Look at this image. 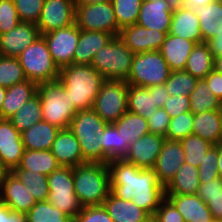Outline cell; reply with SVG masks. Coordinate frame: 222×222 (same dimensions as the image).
<instances>
[{
    "instance_id": "f1b7e54d",
    "label": "cell",
    "mask_w": 222,
    "mask_h": 222,
    "mask_svg": "<svg viewBox=\"0 0 222 222\" xmlns=\"http://www.w3.org/2000/svg\"><path fill=\"white\" fill-rule=\"evenodd\" d=\"M37 84L30 80L8 87L1 106L0 118L9 119L37 93Z\"/></svg>"
},
{
    "instance_id": "44dd1931",
    "label": "cell",
    "mask_w": 222,
    "mask_h": 222,
    "mask_svg": "<svg viewBox=\"0 0 222 222\" xmlns=\"http://www.w3.org/2000/svg\"><path fill=\"white\" fill-rule=\"evenodd\" d=\"M50 150L61 166L76 167L85 162L80 144L69 128L60 129Z\"/></svg>"
},
{
    "instance_id": "6f0895ef",
    "label": "cell",
    "mask_w": 222,
    "mask_h": 222,
    "mask_svg": "<svg viewBox=\"0 0 222 222\" xmlns=\"http://www.w3.org/2000/svg\"><path fill=\"white\" fill-rule=\"evenodd\" d=\"M207 207L209 208L213 219L222 221V191L221 194L207 197Z\"/></svg>"
},
{
    "instance_id": "f5cc1de1",
    "label": "cell",
    "mask_w": 222,
    "mask_h": 222,
    "mask_svg": "<svg viewBox=\"0 0 222 222\" xmlns=\"http://www.w3.org/2000/svg\"><path fill=\"white\" fill-rule=\"evenodd\" d=\"M163 108L169 114L170 118L188 112L190 111L189 96H169Z\"/></svg>"
},
{
    "instance_id": "ba28073f",
    "label": "cell",
    "mask_w": 222,
    "mask_h": 222,
    "mask_svg": "<svg viewBox=\"0 0 222 222\" xmlns=\"http://www.w3.org/2000/svg\"><path fill=\"white\" fill-rule=\"evenodd\" d=\"M171 72L159 50L136 53L126 82L128 85L147 88L162 85L168 80Z\"/></svg>"
},
{
    "instance_id": "db71d44e",
    "label": "cell",
    "mask_w": 222,
    "mask_h": 222,
    "mask_svg": "<svg viewBox=\"0 0 222 222\" xmlns=\"http://www.w3.org/2000/svg\"><path fill=\"white\" fill-rule=\"evenodd\" d=\"M221 191L222 178L217 177L212 181L200 183L196 195L199 196L207 204V197H213L215 195L221 194Z\"/></svg>"
},
{
    "instance_id": "9c48e42d",
    "label": "cell",
    "mask_w": 222,
    "mask_h": 222,
    "mask_svg": "<svg viewBox=\"0 0 222 222\" xmlns=\"http://www.w3.org/2000/svg\"><path fill=\"white\" fill-rule=\"evenodd\" d=\"M49 197L48 201L57 209L69 215L73 219L81 211L80 204L73 181V167L60 166L47 176Z\"/></svg>"
},
{
    "instance_id": "74e56055",
    "label": "cell",
    "mask_w": 222,
    "mask_h": 222,
    "mask_svg": "<svg viewBox=\"0 0 222 222\" xmlns=\"http://www.w3.org/2000/svg\"><path fill=\"white\" fill-rule=\"evenodd\" d=\"M12 172L25 186L29 187V191L36 202L48 201L49 188L47 176L29 170H22L19 167H16Z\"/></svg>"
},
{
    "instance_id": "bcb514c9",
    "label": "cell",
    "mask_w": 222,
    "mask_h": 222,
    "mask_svg": "<svg viewBox=\"0 0 222 222\" xmlns=\"http://www.w3.org/2000/svg\"><path fill=\"white\" fill-rule=\"evenodd\" d=\"M200 183H206L219 177L218 172V144L213 145L205 154L198 167Z\"/></svg>"
},
{
    "instance_id": "9f6ffc18",
    "label": "cell",
    "mask_w": 222,
    "mask_h": 222,
    "mask_svg": "<svg viewBox=\"0 0 222 222\" xmlns=\"http://www.w3.org/2000/svg\"><path fill=\"white\" fill-rule=\"evenodd\" d=\"M204 80L211 88L213 94L222 102V75L215 70H212Z\"/></svg>"
},
{
    "instance_id": "3957f363",
    "label": "cell",
    "mask_w": 222,
    "mask_h": 222,
    "mask_svg": "<svg viewBox=\"0 0 222 222\" xmlns=\"http://www.w3.org/2000/svg\"><path fill=\"white\" fill-rule=\"evenodd\" d=\"M76 196L82 205L100 206L110 193V174L107 164L89 162L73 167Z\"/></svg>"
},
{
    "instance_id": "e575fe53",
    "label": "cell",
    "mask_w": 222,
    "mask_h": 222,
    "mask_svg": "<svg viewBox=\"0 0 222 222\" xmlns=\"http://www.w3.org/2000/svg\"><path fill=\"white\" fill-rule=\"evenodd\" d=\"M213 64L214 57L209 46L206 42H202L193 48L184 70L197 79H204L213 70Z\"/></svg>"
},
{
    "instance_id": "f546056e",
    "label": "cell",
    "mask_w": 222,
    "mask_h": 222,
    "mask_svg": "<svg viewBox=\"0 0 222 222\" xmlns=\"http://www.w3.org/2000/svg\"><path fill=\"white\" fill-rule=\"evenodd\" d=\"M199 19L202 42H207L222 31V0L193 9Z\"/></svg>"
},
{
    "instance_id": "03108f58",
    "label": "cell",
    "mask_w": 222,
    "mask_h": 222,
    "mask_svg": "<svg viewBox=\"0 0 222 222\" xmlns=\"http://www.w3.org/2000/svg\"><path fill=\"white\" fill-rule=\"evenodd\" d=\"M6 91H7L6 87L0 86V111H1V106L6 95Z\"/></svg>"
},
{
    "instance_id": "4316f807",
    "label": "cell",
    "mask_w": 222,
    "mask_h": 222,
    "mask_svg": "<svg viewBox=\"0 0 222 222\" xmlns=\"http://www.w3.org/2000/svg\"><path fill=\"white\" fill-rule=\"evenodd\" d=\"M192 134L213 145L222 142V113L220 109L193 114Z\"/></svg>"
},
{
    "instance_id": "30bf717a",
    "label": "cell",
    "mask_w": 222,
    "mask_h": 222,
    "mask_svg": "<svg viewBox=\"0 0 222 222\" xmlns=\"http://www.w3.org/2000/svg\"><path fill=\"white\" fill-rule=\"evenodd\" d=\"M126 81L105 80L95 98L92 109L107 123L116 122L128 111Z\"/></svg>"
},
{
    "instance_id": "7c38bea8",
    "label": "cell",
    "mask_w": 222,
    "mask_h": 222,
    "mask_svg": "<svg viewBox=\"0 0 222 222\" xmlns=\"http://www.w3.org/2000/svg\"><path fill=\"white\" fill-rule=\"evenodd\" d=\"M55 65L61 69L73 64L74 52L80 37V28L76 23L42 34Z\"/></svg>"
},
{
    "instance_id": "5bb4252c",
    "label": "cell",
    "mask_w": 222,
    "mask_h": 222,
    "mask_svg": "<svg viewBox=\"0 0 222 222\" xmlns=\"http://www.w3.org/2000/svg\"><path fill=\"white\" fill-rule=\"evenodd\" d=\"M176 0H143L136 24L169 33Z\"/></svg>"
},
{
    "instance_id": "9a60e30c",
    "label": "cell",
    "mask_w": 222,
    "mask_h": 222,
    "mask_svg": "<svg viewBox=\"0 0 222 222\" xmlns=\"http://www.w3.org/2000/svg\"><path fill=\"white\" fill-rule=\"evenodd\" d=\"M166 35L165 32L133 24L122 28L119 38L136 54L160 50Z\"/></svg>"
},
{
    "instance_id": "11a10c76",
    "label": "cell",
    "mask_w": 222,
    "mask_h": 222,
    "mask_svg": "<svg viewBox=\"0 0 222 222\" xmlns=\"http://www.w3.org/2000/svg\"><path fill=\"white\" fill-rule=\"evenodd\" d=\"M0 222H27L26 213L15 212L5 204L0 202Z\"/></svg>"
},
{
    "instance_id": "f35d334b",
    "label": "cell",
    "mask_w": 222,
    "mask_h": 222,
    "mask_svg": "<svg viewBox=\"0 0 222 222\" xmlns=\"http://www.w3.org/2000/svg\"><path fill=\"white\" fill-rule=\"evenodd\" d=\"M27 222H74V219L66 215L49 201L36 202L28 213Z\"/></svg>"
},
{
    "instance_id": "6da1fadb",
    "label": "cell",
    "mask_w": 222,
    "mask_h": 222,
    "mask_svg": "<svg viewBox=\"0 0 222 222\" xmlns=\"http://www.w3.org/2000/svg\"><path fill=\"white\" fill-rule=\"evenodd\" d=\"M110 174V192L117 198L132 201L154 216L165 198V188L159 183L153 169H142L124 159L107 163Z\"/></svg>"
},
{
    "instance_id": "7402d4cb",
    "label": "cell",
    "mask_w": 222,
    "mask_h": 222,
    "mask_svg": "<svg viewBox=\"0 0 222 222\" xmlns=\"http://www.w3.org/2000/svg\"><path fill=\"white\" fill-rule=\"evenodd\" d=\"M169 34L182 37L197 44L202 43L199 19L193 9L186 8L179 2L176 4L172 14Z\"/></svg>"
},
{
    "instance_id": "7dc6e473",
    "label": "cell",
    "mask_w": 222,
    "mask_h": 222,
    "mask_svg": "<svg viewBox=\"0 0 222 222\" xmlns=\"http://www.w3.org/2000/svg\"><path fill=\"white\" fill-rule=\"evenodd\" d=\"M21 22L37 24L41 16L44 0H13Z\"/></svg>"
},
{
    "instance_id": "83f0119b",
    "label": "cell",
    "mask_w": 222,
    "mask_h": 222,
    "mask_svg": "<svg viewBox=\"0 0 222 222\" xmlns=\"http://www.w3.org/2000/svg\"><path fill=\"white\" fill-rule=\"evenodd\" d=\"M60 128L46 121H40L21 133L26 150H50Z\"/></svg>"
},
{
    "instance_id": "277c9868",
    "label": "cell",
    "mask_w": 222,
    "mask_h": 222,
    "mask_svg": "<svg viewBox=\"0 0 222 222\" xmlns=\"http://www.w3.org/2000/svg\"><path fill=\"white\" fill-rule=\"evenodd\" d=\"M107 124L93 109L75 114L69 129L80 144L85 162L103 163V133Z\"/></svg>"
},
{
    "instance_id": "ac0fdd59",
    "label": "cell",
    "mask_w": 222,
    "mask_h": 222,
    "mask_svg": "<svg viewBox=\"0 0 222 222\" xmlns=\"http://www.w3.org/2000/svg\"><path fill=\"white\" fill-rule=\"evenodd\" d=\"M180 141L165 140L153 170L159 183L165 188L185 162Z\"/></svg>"
},
{
    "instance_id": "816d5d0a",
    "label": "cell",
    "mask_w": 222,
    "mask_h": 222,
    "mask_svg": "<svg viewBox=\"0 0 222 222\" xmlns=\"http://www.w3.org/2000/svg\"><path fill=\"white\" fill-rule=\"evenodd\" d=\"M147 121L148 129L151 133L166 138L170 123V116L163 107L158 108L155 113H152V116L147 119Z\"/></svg>"
},
{
    "instance_id": "c3c4849f",
    "label": "cell",
    "mask_w": 222,
    "mask_h": 222,
    "mask_svg": "<svg viewBox=\"0 0 222 222\" xmlns=\"http://www.w3.org/2000/svg\"><path fill=\"white\" fill-rule=\"evenodd\" d=\"M20 22L13 0H0V34L11 31Z\"/></svg>"
},
{
    "instance_id": "d6a6232c",
    "label": "cell",
    "mask_w": 222,
    "mask_h": 222,
    "mask_svg": "<svg viewBox=\"0 0 222 222\" xmlns=\"http://www.w3.org/2000/svg\"><path fill=\"white\" fill-rule=\"evenodd\" d=\"M61 165L52 154L51 150H26L22 156L19 168L49 176Z\"/></svg>"
},
{
    "instance_id": "680465c9",
    "label": "cell",
    "mask_w": 222,
    "mask_h": 222,
    "mask_svg": "<svg viewBox=\"0 0 222 222\" xmlns=\"http://www.w3.org/2000/svg\"><path fill=\"white\" fill-rule=\"evenodd\" d=\"M148 91L149 93H154L155 103L158 108H162L170 96L164 84L149 86Z\"/></svg>"
},
{
    "instance_id": "91938a15",
    "label": "cell",
    "mask_w": 222,
    "mask_h": 222,
    "mask_svg": "<svg viewBox=\"0 0 222 222\" xmlns=\"http://www.w3.org/2000/svg\"><path fill=\"white\" fill-rule=\"evenodd\" d=\"M209 46L212 56H222V31L216 34V36L206 42Z\"/></svg>"
},
{
    "instance_id": "a7ac6f4b",
    "label": "cell",
    "mask_w": 222,
    "mask_h": 222,
    "mask_svg": "<svg viewBox=\"0 0 222 222\" xmlns=\"http://www.w3.org/2000/svg\"><path fill=\"white\" fill-rule=\"evenodd\" d=\"M210 222H222L221 220H215V219H213L212 221H210Z\"/></svg>"
},
{
    "instance_id": "cb8c5ba5",
    "label": "cell",
    "mask_w": 222,
    "mask_h": 222,
    "mask_svg": "<svg viewBox=\"0 0 222 222\" xmlns=\"http://www.w3.org/2000/svg\"><path fill=\"white\" fill-rule=\"evenodd\" d=\"M181 213L185 222H210L213 220L207 204L196 194L165 195Z\"/></svg>"
},
{
    "instance_id": "603a6c76",
    "label": "cell",
    "mask_w": 222,
    "mask_h": 222,
    "mask_svg": "<svg viewBox=\"0 0 222 222\" xmlns=\"http://www.w3.org/2000/svg\"><path fill=\"white\" fill-rule=\"evenodd\" d=\"M114 37V35L103 31H85L80 29V37L74 52L73 64L90 65L95 54Z\"/></svg>"
},
{
    "instance_id": "681fc988",
    "label": "cell",
    "mask_w": 222,
    "mask_h": 222,
    "mask_svg": "<svg viewBox=\"0 0 222 222\" xmlns=\"http://www.w3.org/2000/svg\"><path fill=\"white\" fill-rule=\"evenodd\" d=\"M152 222H185L181 213L176 207L165 197L157 208Z\"/></svg>"
},
{
    "instance_id": "d590c367",
    "label": "cell",
    "mask_w": 222,
    "mask_h": 222,
    "mask_svg": "<svg viewBox=\"0 0 222 222\" xmlns=\"http://www.w3.org/2000/svg\"><path fill=\"white\" fill-rule=\"evenodd\" d=\"M9 120L22 133L43 120L40 96L36 93Z\"/></svg>"
},
{
    "instance_id": "1f68e13d",
    "label": "cell",
    "mask_w": 222,
    "mask_h": 222,
    "mask_svg": "<svg viewBox=\"0 0 222 222\" xmlns=\"http://www.w3.org/2000/svg\"><path fill=\"white\" fill-rule=\"evenodd\" d=\"M198 168L186 162L165 187V195L196 194L200 186Z\"/></svg>"
},
{
    "instance_id": "484cf974",
    "label": "cell",
    "mask_w": 222,
    "mask_h": 222,
    "mask_svg": "<svg viewBox=\"0 0 222 222\" xmlns=\"http://www.w3.org/2000/svg\"><path fill=\"white\" fill-rule=\"evenodd\" d=\"M103 206L113 222H152V217L131 200L117 198L111 192Z\"/></svg>"
},
{
    "instance_id": "6125c7cd",
    "label": "cell",
    "mask_w": 222,
    "mask_h": 222,
    "mask_svg": "<svg viewBox=\"0 0 222 222\" xmlns=\"http://www.w3.org/2000/svg\"><path fill=\"white\" fill-rule=\"evenodd\" d=\"M75 5H91V4H97L102 2H108L111 0H74Z\"/></svg>"
},
{
    "instance_id": "d6986e66",
    "label": "cell",
    "mask_w": 222,
    "mask_h": 222,
    "mask_svg": "<svg viewBox=\"0 0 222 222\" xmlns=\"http://www.w3.org/2000/svg\"><path fill=\"white\" fill-rule=\"evenodd\" d=\"M0 202L7 204L15 212L28 213L36 203L34 197L20 179L8 172L0 183Z\"/></svg>"
},
{
    "instance_id": "f907efd6",
    "label": "cell",
    "mask_w": 222,
    "mask_h": 222,
    "mask_svg": "<svg viewBox=\"0 0 222 222\" xmlns=\"http://www.w3.org/2000/svg\"><path fill=\"white\" fill-rule=\"evenodd\" d=\"M74 222H113L103 205L82 207Z\"/></svg>"
},
{
    "instance_id": "836d02e7",
    "label": "cell",
    "mask_w": 222,
    "mask_h": 222,
    "mask_svg": "<svg viewBox=\"0 0 222 222\" xmlns=\"http://www.w3.org/2000/svg\"><path fill=\"white\" fill-rule=\"evenodd\" d=\"M128 111L146 119L152 116L158 109L154 99V93H149L147 87L128 85Z\"/></svg>"
},
{
    "instance_id": "7bdbcfd3",
    "label": "cell",
    "mask_w": 222,
    "mask_h": 222,
    "mask_svg": "<svg viewBox=\"0 0 222 222\" xmlns=\"http://www.w3.org/2000/svg\"><path fill=\"white\" fill-rule=\"evenodd\" d=\"M25 80L27 78L19 59L0 55V86L8 88Z\"/></svg>"
},
{
    "instance_id": "ffe728a7",
    "label": "cell",
    "mask_w": 222,
    "mask_h": 222,
    "mask_svg": "<svg viewBox=\"0 0 222 222\" xmlns=\"http://www.w3.org/2000/svg\"><path fill=\"white\" fill-rule=\"evenodd\" d=\"M41 34L36 24L20 22L11 31L0 34V55L18 57Z\"/></svg>"
},
{
    "instance_id": "2e32d148",
    "label": "cell",
    "mask_w": 222,
    "mask_h": 222,
    "mask_svg": "<svg viewBox=\"0 0 222 222\" xmlns=\"http://www.w3.org/2000/svg\"><path fill=\"white\" fill-rule=\"evenodd\" d=\"M24 151L21 133L9 119L0 118V160L8 172L19 166Z\"/></svg>"
},
{
    "instance_id": "be15d7a7",
    "label": "cell",
    "mask_w": 222,
    "mask_h": 222,
    "mask_svg": "<svg viewBox=\"0 0 222 222\" xmlns=\"http://www.w3.org/2000/svg\"><path fill=\"white\" fill-rule=\"evenodd\" d=\"M213 70L217 71L222 75V56L214 58Z\"/></svg>"
},
{
    "instance_id": "5b68a950",
    "label": "cell",
    "mask_w": 222,
    "mask_h": 222,
    "mask_svg": "<svg viewBox=\"0 0 222 222\" xmlns=\"http://www.w3.org/2000/svg\"><path fill=\"white\" fill-rule=\"evenodd\" d=\"M37 93L40 96L43 121L60 129L69 128L78 110L69 99L63 84L58 79L40 83L37 86Z\"/></svg>"
},
{
    "instance_id": "e0dca14e",
    "label": "cell",
    "mask_w": 222,
    "mask_h": 222,
    "mask_svg": "<svg viewBox=\"0 0 222 222\" xmlns=\"http://www.w3.org/2000/svg\"><path fill=\"white\" fill-rule=\"evenodd\" d=\"M165 140V137L151 132L144 134L135 144L130 145L123 159L136 167L153 169Z\"/></svg>"
},
{
    "instance_id": "f6af8a7d",
    "label": "cell",
    "mask_w": 222,
    "mask_h": 222,
    "mask_svg": "<svg viewBox=\"0 0 222 222\" xmlns=\"http://www.w3.org/2000/svg\"><path fill=\"white\" fill-rule=\"evenodd\" d=\"M193 113L188 111L170 118L167 140L180 141L192 134Z\"/></svg>"
},
{
    "instance_id": "4fadbf2b",
    "label": "cell",
    "mask_w": 222,
    "mask_h": 222,
    "mask_svg": "<svg viewBox=\"0 0 222 222\" xmlns=\"http://www.w3.org/2000/svg\"><path fill=\"white\" fill-rule=\"evenodd\" d=\"M75 23L74 0H44L37 22L40 34L71 26Z\"/></svg>"
},
{
    "instance_id": "8fae6325",
    "label": "cell",
    "mask_w": 222,
    "mask_h": 222,
    "mask_svg": "<svg viewBox=\"0 0 222 222\" xmlns=\"http://www.w3.org/2000/svg\"><path fill=\"white\" fill-rule=\"evenodd\" d=\"M75 23L85 31H103L115 37H119L120 34L111 1L75 5Z\"/></svg>"
},
{
    "instance_id": "d4e9b609",
    "label": "cell",
    "mask_w": 222,
    "mask_h": 222,
    "mask_svg": "<svg viewBox=\"0 0 222 222\" xmlns=\"http://www.w3.org/2000/svg\"><path fill=\"white\" fill-rule=\"evenodd\" d=\"M197 43L167 34L159 50L171 71L184 70L187 59Z\"/></svg>"
},
{
    "instance_id": "7a4b0ae2",
    "label": "cell",
    "mask_w": 222,
    "mask_h": 222,
    "mask_svg": "<svg viewBox=\"0 0 222 222\" xmlns=\"http://www.w3.org/2000/svg\"><path fill=\"white\" fill-rule=\"evenodd\" d=\"M58 80L78 111L92 109L104 77L91 65L70 64L59 69Z\"/></svg>"
},
{
    "instance_id": "4dcf8cb0",
    "label": "cell",
    "mask_w": 222,
    "mask_h": 222,
    "mask_svg": "<svg viewBox=\"0 0 222 222\" xmlns=\"http://www.w3.org/2000/svg\"><path fill=\"white\" fill-rule=\"evenodd\" d=\"M122 137V145H125V155L130 145L135 144L144 134L149 133L146 118L127 111L113 123Z\"/></svg>"
},
{
    "instance_id": "8992f818",
    "label": "cell",
    "mask_w": 222,
    "mask_h": 222,
    "mask_svg": "<svg viewBox=\"0 0 222 222\" xmlns=\"http://www.w3.org/2000/svg\"><path fill=\"white\" fill-rule=\"evenodd\" d=\"M134 55L119 37H114L95 54L90 65L105 80L127 81Z\"/></svg>"
},
{
    "instance_id": "003e7915",
    "label": "cell",
    "mask_w": 222,
    "mask_h": 222,
    "mask_svg": "<svg viewBox=\"0 0 222 222\" xmlns=\"http://www.w3.org/2000/svg\"><path fill=\"white\" fill-rule=\"evenodd\" d=\"M7 173H8V170L3 166V164L0 160V183H1L2 179L6 176Z\"/></svg>"
},
{
    "instance_id": "b9f144b4",
    "label": "cell",
    "mask_w": 222,
    "mask_h": 222,
    "mask_svg": "<svg viewBox=\"0 0 222 222\" xmlns=\"http://www.w3.org/2000/svg\"><path fill=\"white\" fill-rule=\"evenodd\" d=\"M118 29L136 24L143 0H111Z\"/></svg>"
},
{
    "instance_id": "60d3db41",
    "label": "cell",
    "mask_w": 222,
    "mask_h": 222,
    "mask_svg": "<svg viewBox=\"0 0 222 222\" xmlns=\"http://www.w3.org/2000/svg\"><path fill=\"white\" fill-rule=\"evenodd\" d=\"M185 153V162L199 167L201 160L204 159L206 152L213 146V144L205 139L194 134L180 140Z\"/></svg>"
},
{
    "instance_id": "52a82bcc",
    "label": "cell",
    "mask_w": 222,
    "mask_h": 222,
    "mask_svg": "<svg viewBox=\"0 0 222 222\" xmlns=\"http://www.w3.org/2000/svg\"><path fill=\"white\" fill-rule=\"evenodd\" d=\"M27 80L37 85L57 80L59 68L52 60L47 42L41 35L17 57Z\"/></svg>"
},
{
    "instance_id": "e7e4bbea",
    "label": "cell",
    "mask_w": 222,
    "mask_h": 222,
    "mask_svg": "<svg viewBox=\"0 0 222 222\" xmlns=\"http://www.w3.org/2000/svg\"><path fill=\"white\" fill-rule=\"evenodd\" d=\"M218 172L222 178V142L218 144Z\"/></svg>"
},
{
    "instance_id": "8d00e7d4",
    "label": "cell",
    "mask_w": 222,
    "mask_h": 222,
    "mask_svg": "<svg viewBox=\"0 0 222 222\" xmlns=\"http://www.w3.org/2000/svg\"><path fill=\"white\" fill-rule=\"evenodd\" d=\"M189 100L190 112L193 114L220 109L222 104L204 79H198L195 89L189 95Z\"/></svg>"
},
{
    "instance_id": "ee69618b",
    "label": "cell",
    "mask_w": 222,
    "mask_h": 222,
    "mask_svg": "<svg viewBox=\"0 0 222 222\" xmlns=\"http://www.w3.org/2000/svg\"><path fill=\"white\" fill-rule=\"evenodd\" d=\"M198 79L185 70L172 71L165 82L170 96H189L195 89Z\"/></svg>"
},
{
    "instance_id": "94428289",
    "label": "cell",
    "mask_w": 222,
    "mask_h": 222,
    "mask_svg": "<svg viewBox=\"0 0 222 222\" xmlns=\"http://www.w3.org/2000/svg\"><path fill=\"white\" fill-rule=\"evenodd\" d=\"M218 0H180L179 3L186 8L194 9L198 6H204Z\"/></svg>"
},
{
    "instance_id": "ab89813d",
    "label": "cell",
    "mask_w": 222,
    "mask_h": 222,
    "mask_svg": "<svg viewBox=\"0 0 222 222\" xmlns=\"http://www.w3.org/2000/svg\"><path fill=\"white\" fill-rule=\"evenodd\" d=\"M103 163L107 164L112 159H123L125 145H122V137L113 123H108L104 129Z\"/></svg>"
}]
</instances>
